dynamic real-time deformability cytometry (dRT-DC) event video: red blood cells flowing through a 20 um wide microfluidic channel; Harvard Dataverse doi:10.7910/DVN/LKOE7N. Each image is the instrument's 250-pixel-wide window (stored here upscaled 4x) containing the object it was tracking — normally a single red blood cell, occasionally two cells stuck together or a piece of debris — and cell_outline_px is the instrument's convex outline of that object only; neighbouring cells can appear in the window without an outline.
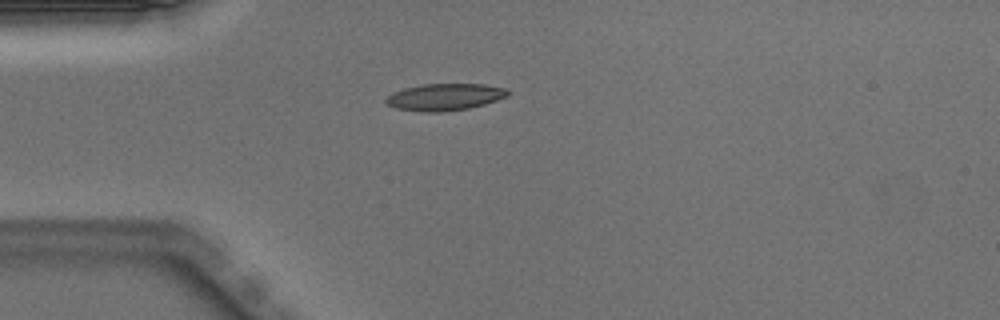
{"species": "Egyptian fruit bat (a non-hibernating species)", "species_latin": "Rousettus aegyptiacus", "temperature_condition": "warm", "stored_images_in_passage": 38, "camera_frame_rate_fps": 3000, "um_per_image_px": 0.085, "animal": {"sex": "male"}, "frame": {"image": 1, "passage_image": 1, "time_ms": 0.0, "image_size_px": [1000, 320], "cell_outline_px": [[508, 96], [484, 104], [468, 108], [440, 112], [424, 112], [396, 108], [388, 104], [384, 100], [392, 92], [404, 88], [424, 84], [484, 84], [504, 88], [508, 92]], "centroid_in_image_um": [37.78, 8.24], "position_along_channel_um": 47.2, "area_um2": 18.9}}
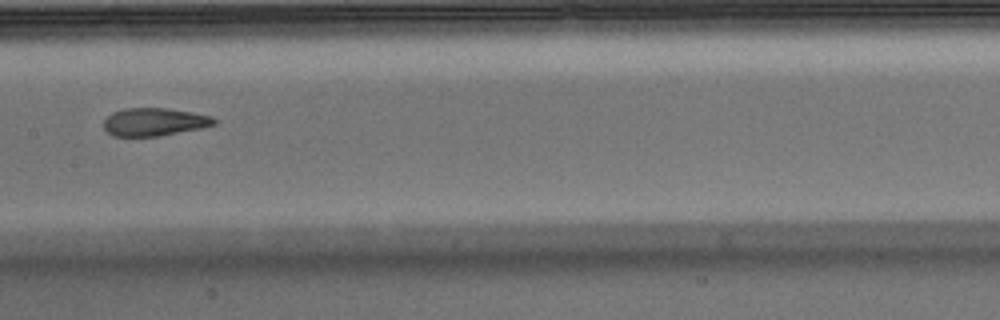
{"frame": {"image": 2, "passage_image": 13, "time_ms": 4.0, "image_size_px": [1000, 320], "cell_outline_px": [[216, 124], [200, 128], [160, 136], [112, 136], [104, 128], [104, 120], [112, 112], [124, 108], [164, 108], [192, 112], [212, 116], [216, 120]], "centroid_in_image_um": [13.1, 10.36], "position_along_channel_um": 194.3, "area_um2": 17.92}}
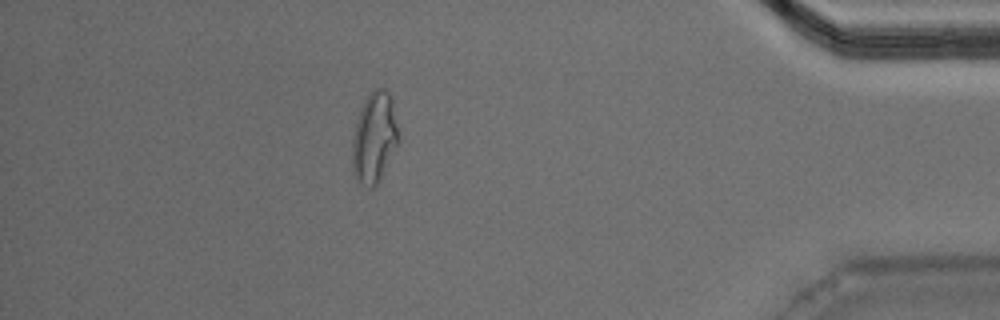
{"frame": {"image": 3, "passage_image": 32, "time_ms": 10.333, "image_size_px": [1000, 320], "cell_outline_px": [[400, 140], [376, 184], [372, 188], [368, 188], [360, 184], [352, 172], [352, 136], [360, 108], [368, 92], [376, 88], [384, 88], [388, 92], [392, 100]], "centroid_in_image_um": [31.79, 11.67], "position_along_channel_um": 403.4, "area_um2": 24.51}, "authors_computed_cell_mechanics": {"area_um2": 19.074, "velocity_mm_per_s": 4.0065, "shape_relaxation_time_tau1_ms": null, "shape_relaxation_time_tau2_ms": 1.6556, "deformation_change_tau1": null, "deformation_change_tau2": 0.0955}}